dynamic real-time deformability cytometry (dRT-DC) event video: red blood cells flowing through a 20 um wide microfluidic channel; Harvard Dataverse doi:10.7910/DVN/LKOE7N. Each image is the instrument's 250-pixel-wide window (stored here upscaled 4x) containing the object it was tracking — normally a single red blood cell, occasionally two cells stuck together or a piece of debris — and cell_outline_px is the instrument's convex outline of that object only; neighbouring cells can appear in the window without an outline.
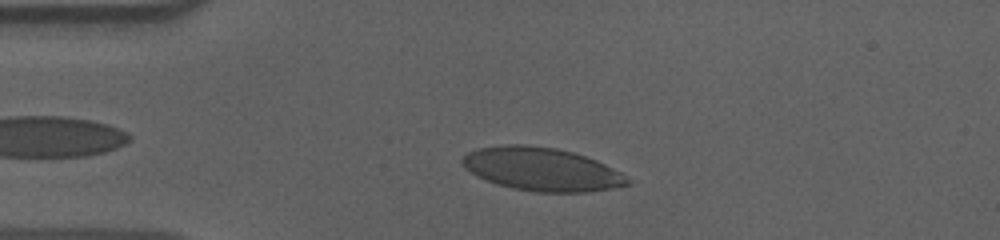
{"species": "human", "species_latin": "Homo sapiens", "temperature_condition": "cold", "stored_images_in_passage": 42, "camera_frame_rate_fps": 3000, "um_per_image_px": 0.085, "donor": {"sex": "male"}, "frame": {"image": 1, "passage_image": 10, "time_ms": 3.0, "image_size_px": [1000, 240], "cell_outline_px": [[632, 184], [612, 188], [588, 192], [536, 192], [512, 188], [496, 184], [476, 176], [464, 168], [460, 164], [460, 160], [468, 152], [480, 148], [508, 144], [524, 144], [556, 148], [572, 152], [596, 160], [620, 172], [632, 180]], "centroid_in_image_um": [46.03, 14.39], "position_along_channel_um": 39.0, "area_um2": 41.73}}
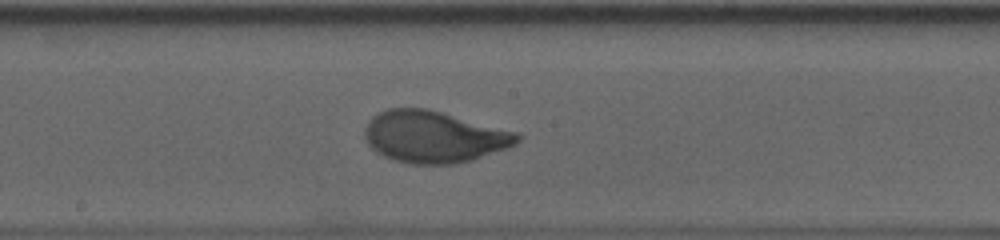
{"frame": {"image": 2, "passage_image": 27, "time_ms": 8.667, "image_size_px": [1000, 240], "cell_outline_px": [[524, 136], [516, 144], [472, 160], [456, 164], [412, 164], [396, 160], [384, 156], [376, 152], [368, 144], [364, 136], [364, 128], [368, 120], [372, 116], [388, 108], [428, 108], [520, 132]], "centroid_in_image_um": [36.91, 11.61], "position_along_channel_um": 211.3, "area_um2": 46.41}}
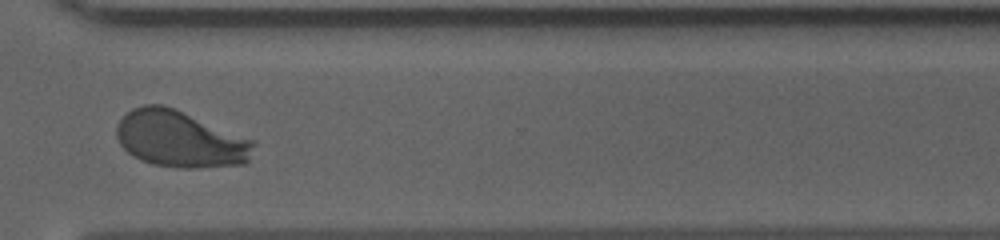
{"frame": {"image": 3, "passage_image": 39, "time_ms": 12.667, "image_size_px": [1000, 240], "cell_outline_px": [[256, 144], [248, 160], [244, 164], [196, 168], [184, 168], [152, 164], [140, 160], [132, 156], [120, 144], [116, 136], [116, 124], [132, 108], [144, 104], [164, 104], [176, 108], [256, 140]], "centroid_in_image_um": [15.32, 11.81], "position_along_channel_um": 355.3, "area_um2": 45.72}, "authors_computed_cell_mechanics": {"area_um2": 44.5638, "velocity_mm_per_s": 3.5961, "shape_relaxation_time_tau1_ms": 3.3646, "shape_relaxation_time_tau2_ms": null, "deformation_change_tau1": 0.1726, "deformation_change_tau2": null}}